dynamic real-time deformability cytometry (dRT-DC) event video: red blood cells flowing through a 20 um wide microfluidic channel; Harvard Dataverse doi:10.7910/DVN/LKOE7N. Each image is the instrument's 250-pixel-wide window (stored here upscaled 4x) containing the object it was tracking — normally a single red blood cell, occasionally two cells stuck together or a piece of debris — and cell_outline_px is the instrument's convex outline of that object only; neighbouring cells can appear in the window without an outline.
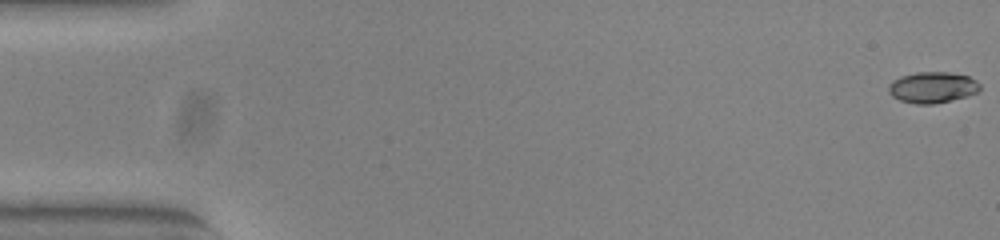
{"species": "common noctule bat (a hibernating species)", "species_latin": "Nyctalus noctula", "temperature_condition": "warm", "stored_images_in_passage": 10, "camera_frame_rate_fps": 3000, "um_per_image_px": 0.085, "animal": {"sex": "female", "body_mass_g": 23.0, "forearm_length_mm": 53.4}, "frame": {"image": 1, "passage_image": 1, "time_ms": 0.0, "image_size_px": [1000, 240], "cell_outline_px": [[980, 92], [932, 104], [916, 104], [900, 100], [892, 96], [888, 92], [888, 84], [892, 80], [900, 76], [916, 72], [948, 72], [968, 76], [976, 80], [980, 84]], "centroid_in_image_um": [79.23, 7.41], "position_along_channel_um": 5.8, "area_um2": 16.53}}